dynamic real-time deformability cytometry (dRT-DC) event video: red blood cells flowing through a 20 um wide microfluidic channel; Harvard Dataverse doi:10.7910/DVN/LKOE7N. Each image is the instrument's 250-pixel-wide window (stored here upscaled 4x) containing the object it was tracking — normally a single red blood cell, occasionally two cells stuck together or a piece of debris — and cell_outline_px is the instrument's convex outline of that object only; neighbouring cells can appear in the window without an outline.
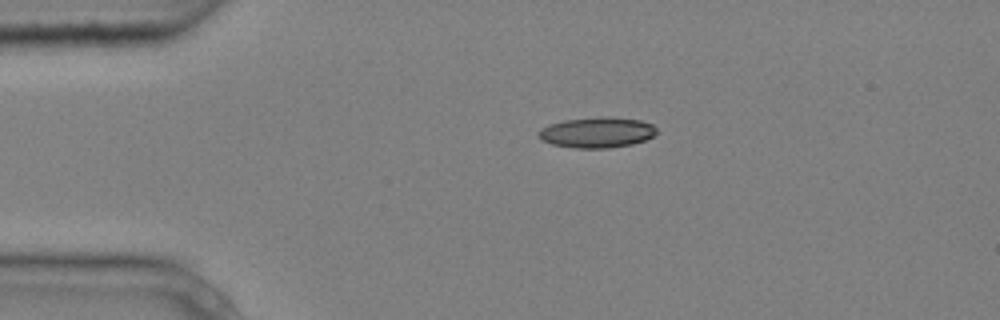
{"species": "common noctule bat (a hibernating species)", "species_latin": "Nyctalus noctula", "temperature_condition": "cold", "stored_images_in_passage": 2, "camera_frame_rate_fps": 3000, "um_per_image_px": 0.085, "animal": {"sex": "male", "body_mass_g": 20.4}, "frame": {"image": 1, "passage_image": 1, "time_ms": 0.0, "image_size_px": [1000, 320], "cell_outline_px": [[656, 132], [652, 136], [644, 140], [632, 144], [608, 148], [576, 148], [552, 144], [540, 140], [536, 136], [536, 132], [540, 128], [548, 124], [564, 120], [600, 116], [608, 116], [640, 120], [652, 124], [656, 128]], "centroid_in_image_um": [50.68, 11.25], "position_along_channel_um": 34.3, "area_um2": 21.27}}